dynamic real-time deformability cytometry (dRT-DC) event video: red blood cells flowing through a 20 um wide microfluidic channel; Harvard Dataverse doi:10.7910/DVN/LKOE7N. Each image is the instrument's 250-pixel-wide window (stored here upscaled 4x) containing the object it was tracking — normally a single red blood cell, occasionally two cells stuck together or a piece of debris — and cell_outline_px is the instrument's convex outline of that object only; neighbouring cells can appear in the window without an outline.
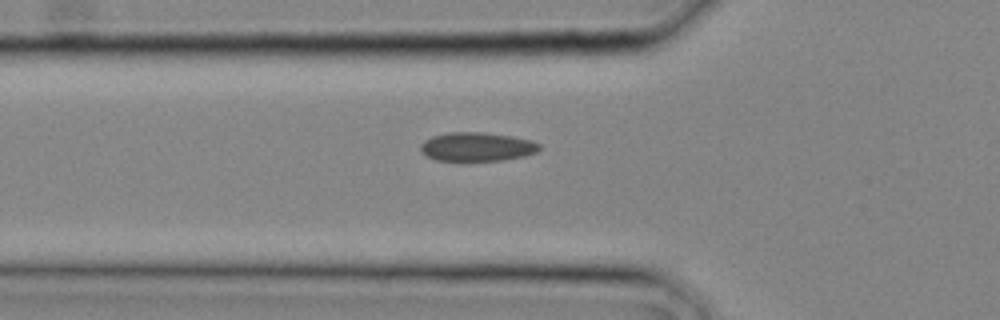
{"species": "common noctule bat (a hibernating species)", "species_latin": "Nyctalus noctula", "temperature_condition": "cold", "stored_images_in_passage": 19, "camera_frame_rate_fps": 3000, "um_per_image_px": 0.085, "animal": {"sex": "male", "body_mass_g": 20.4}, "frame": {"image": 1, "passage_image": 2, "time_ms": 0.333, "image_size_px": [1000, 320], "cell_outline_px": [[540, 148], [536, 152], [524, 156], [504, 160], [436, 160], [420, 152], [420, 144], [424, 140], [432, 136], [448, 132], [484, 132], [512, 136], [532, 140], [540, 144]], "centroid_in_image_um": [40.53, 12.46], "position_along_channel_um": 85.3, "area_um2": 20.0}}
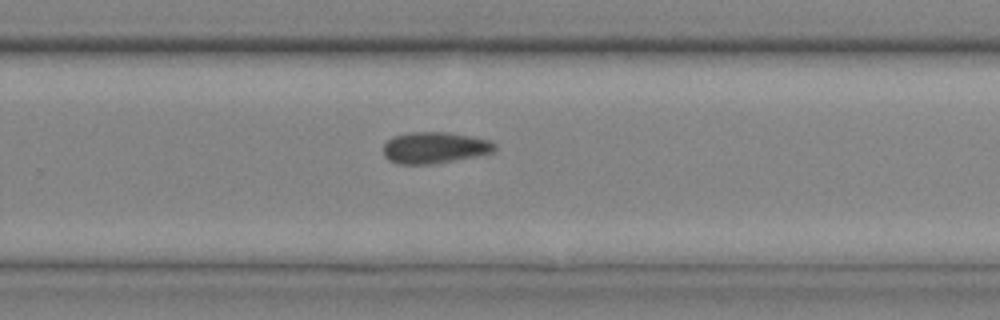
{"frame": {"image": 2, "passage_image": 11, "time_ms": 3.333, "image_size_px": [1000, 320], "cell_outline_px": [[496, 152], [484, 156], [428, 164], [396, 164], [388, 160], [384, 156], [384, 144], [392, 136], [408, 132], [448, 132], [488, 140], [496, 144]], "centroid_in_image_um": [36.97, 12.56], "position_along_channel_um": 292.8, "area_um2": 20.69}}
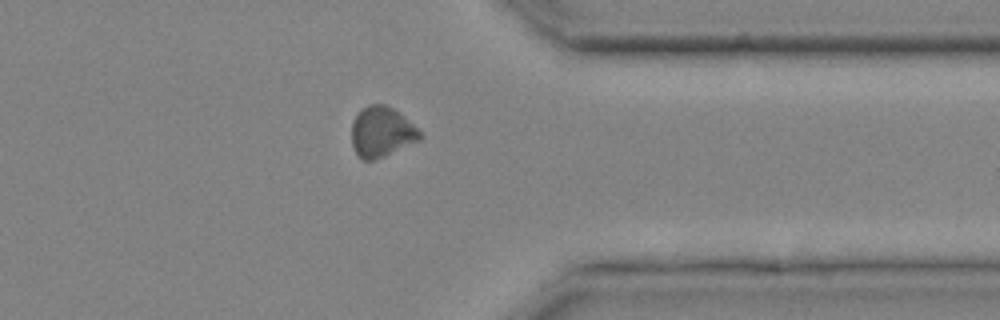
{"frame": {"image": 3, "passage_image": 15, "time_ms": 4.667, "image_size_px": [1000, 320], "cell_outline_px": [[424, 136], [420, 140], [376, 160], [364, 160], [356, 152], [352, 144], [352, 124], [360, 108], [368, 104], [384, 104], [400, 112]], "centroid_in_image_um": [32.44, 11.2], "position_along_channel_um": 379.0, "area_um2": 20.0}}